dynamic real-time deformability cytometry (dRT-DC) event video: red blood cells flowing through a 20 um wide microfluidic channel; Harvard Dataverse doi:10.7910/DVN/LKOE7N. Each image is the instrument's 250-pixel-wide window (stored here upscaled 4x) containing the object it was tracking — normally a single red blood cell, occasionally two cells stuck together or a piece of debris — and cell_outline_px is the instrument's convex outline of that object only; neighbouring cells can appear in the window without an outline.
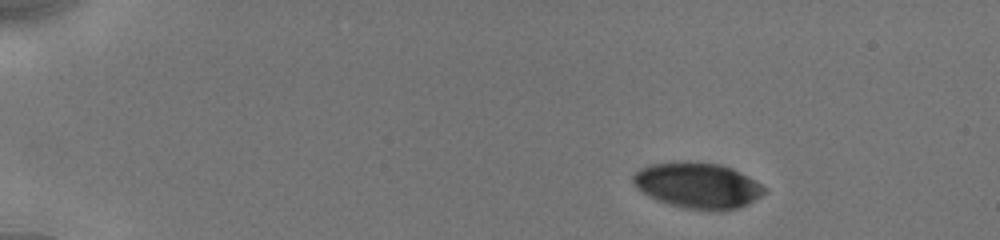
{"species": "human", "species_latin": "Homo sapiens", "temperature_condition": "cold", "stored_images_in_passage": 28, "camera_frame_rate_fps": 3000, "um_per_image_px": 0.085, "donor": {"sex": "male"}, "frame": {"image": 1, "passage_image": 1, "time_ms": 0.0, "image_size_px": [1000, 240], "cell_outline_px": [[768, 192], [748, 204], [740, 208], [720, 212], [712, 212], [684, 208], [648, 196], [640, 192], [632, 184], [632, 176], [640, 168], [648, 164], [688, 160], [720, 164], [732, 168], [748, 176], [768, 188]], "centroid_in_image_um": [59.33, 15.76], "position_along_channel_um": 25.7, "area_um2": 35.84}}
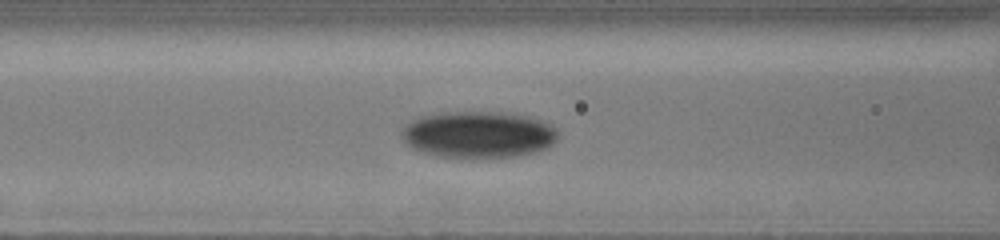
{"frame": {"image": 2, "passage_image": 21, "time_ms": 5.333, "image_size_px": [1000, 240], "cell_outline_px": [[556, 140], [548, 148], [536, 152], [516, 156], [436, 156], [420, 152], [404, 144], [400, 132], [412, 120], [420, 116], [440, 112], [500, 112], [528, 116], [548, 124], [556, 128]], "centroid_in_image_um": [40.61, 11.42], "position_along_channel_um": 126.0, "area_um2": 42.19}}
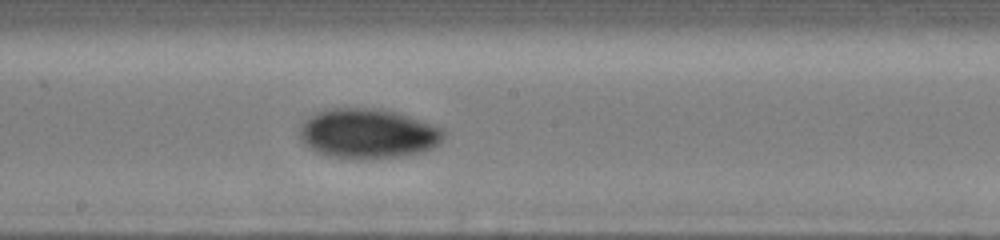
{"frame": {"image": 3, "passage_image": 28, "time_ms": 7.667, "image_size_px": [1000, 240], "cell_outline_px": [[444, 136], [440, 144], [424, 152], [408, 156], [360, 160], [332, 156], [316, 152], [304, 144], [300, 140], [300, 124], [308, 116], [316, 112], [328, 108], [380, 108], [396, 112], [444, 128]], "centroid_in_image_um": [31.28, 11.36], "position_along_channel_um": 216.9, "area_um2": 42.48}}